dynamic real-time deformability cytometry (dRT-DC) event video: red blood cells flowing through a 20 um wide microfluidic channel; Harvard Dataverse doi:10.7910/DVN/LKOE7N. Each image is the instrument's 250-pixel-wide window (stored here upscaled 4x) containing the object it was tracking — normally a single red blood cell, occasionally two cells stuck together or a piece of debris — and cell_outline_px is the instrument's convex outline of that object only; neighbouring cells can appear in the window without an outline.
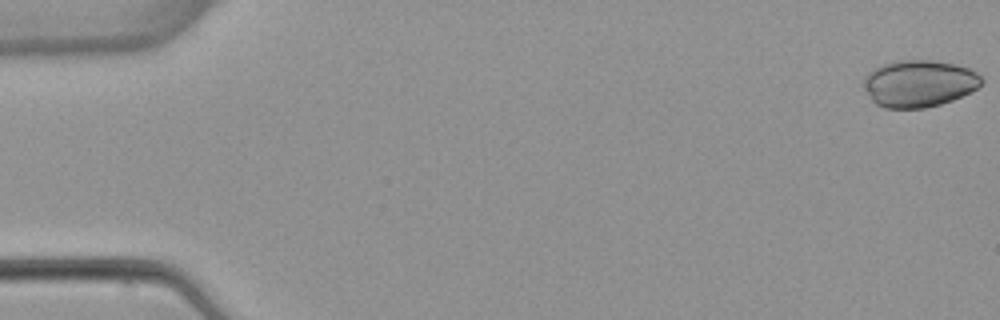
{"species": "common noctule bat (a hibernating species)", "species_latin": "Nyctalus noctula", "temperature_condition": "warm", "stored_images_in_passage": 5, "camera_frame_rate_fps": 3000, "um_per_image_px": 0.085, "animal": {"sex": "female", "body_mass_g": 22.7, "forearm_length_mm": 54.2}, "frame": {"image": 1, "passage_image": 1, "time_ms": 0.0, "image_size_px": [1000, 320], "cell_outline_px": [[984, 80], [972, 92], [952, 100], [940, 104], [924, 108], [884, 108], [876, 104], [872, 100], [864, 84], [864, 76], [872, 68], [896, 60], [932, 60], [956, 64], [968, 68], [976, 72]], "centroid_in_image_um": [78.12, 7.09], "position_along_channel_um": 6.9, "area_um2": 32.25}}